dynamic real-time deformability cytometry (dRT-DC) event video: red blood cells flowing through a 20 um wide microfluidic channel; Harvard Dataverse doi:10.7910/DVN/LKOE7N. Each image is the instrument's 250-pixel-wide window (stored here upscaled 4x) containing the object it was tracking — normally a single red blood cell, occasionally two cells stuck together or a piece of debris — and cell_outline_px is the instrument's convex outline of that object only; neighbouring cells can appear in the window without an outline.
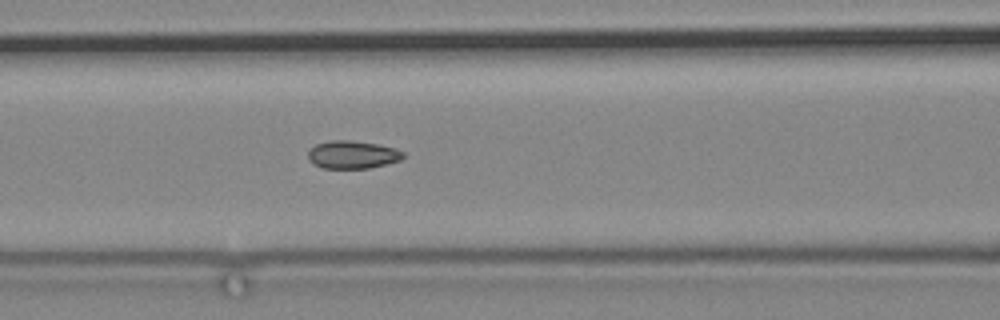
{"species": "common noctule bat (a hibernating species)", "species_latin": "Nyctalus noctula", "temperature_condition": "cold", "stored_images_in_passage": 8, "camera_frame_rate_fps": 3000, "um_per_image_px": 0.085, "animal": {"sex": "male", "body_mass_g": 19.2, "forearm_length_mm": 51.8}, "frame": {"image": 1, "passage_image": 8, "time_ms": 9.333, "image_size_px": [1000, 320], "cell_outline_px": [[404, 156], [400, 160], [368, 168], [320, 168], [312, 164], [308, 160], [308, 148], [316, 144], [332, 140], [348, 140], [376, 144], [396, 148], [404, 152]], "centroid_in_image_um": [29.9, 13.14], "position_along_channel_um": 136.7, "area_um2": 15.49}}